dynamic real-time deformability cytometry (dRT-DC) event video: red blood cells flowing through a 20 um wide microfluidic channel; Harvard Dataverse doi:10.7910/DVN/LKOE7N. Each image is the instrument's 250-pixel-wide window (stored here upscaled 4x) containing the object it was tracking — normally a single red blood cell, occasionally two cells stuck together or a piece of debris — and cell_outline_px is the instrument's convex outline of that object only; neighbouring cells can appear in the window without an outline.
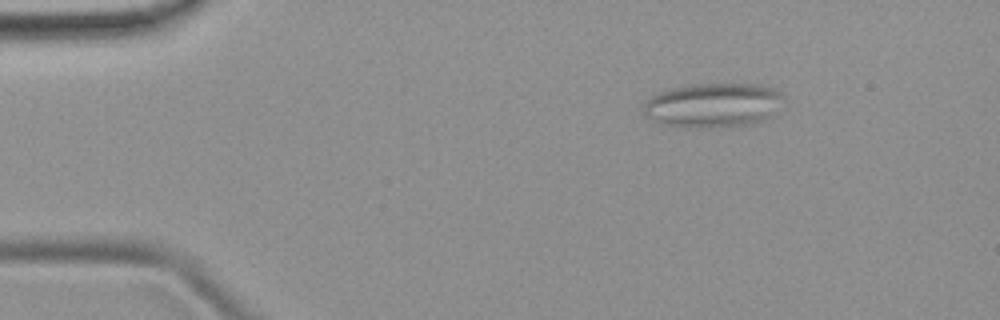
{"species": "common noctule bat (a hibernating species)", "species_latin": "Nyctalus noctula", "temperature_condition": "room temperature", "stored_images_in_passage": 4, "camera_frame_rate_fps": 3000, "um_per_image_px": 0.085, "animal": {"sex": "female", "body_mass_g": 19.9}, "frame": {"image": 1, "passage_image": 2, "time_ms": 1.333, "image_size_px": [1000, 320], "cell_outline_px": [[784, 100], [772, 116], [768, 120], [756, 124], [704, 128], [696, 128], [664, 124], [644, 116], [644, 104], [652, 96], [660, 92], [672, 88], [692, 84], [756, 84], [772, 88], [780, 92]], "centroid_in_image_um": [60.67, 8.95], "position_along_channel_um": 24.3, "area_um2": 36.36}}